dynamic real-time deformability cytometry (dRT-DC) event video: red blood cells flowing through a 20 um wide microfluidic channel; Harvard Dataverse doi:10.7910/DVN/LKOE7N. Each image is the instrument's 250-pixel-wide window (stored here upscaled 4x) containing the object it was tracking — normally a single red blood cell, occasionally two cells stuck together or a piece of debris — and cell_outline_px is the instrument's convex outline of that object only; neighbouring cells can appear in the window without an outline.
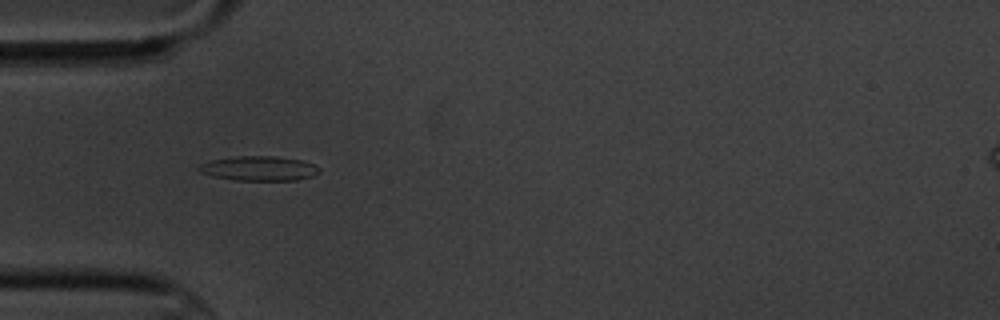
{"species": "common noctule bat (a hibernating species)", "species_latin": "Nyctalus noctula", "temperature_condition": "cold", "stored_images_in_passage": 3, "camera_frame_rate_fps": 3000, "um_per_image_px": 0.085, "animal": {"sex": "male", "body_mass_g": 20.1, "forearm_length_mm": 53.5}, "frame": {"image": 1, "passage_image": 2, "time_ms": 1.0, "image_size_px": [1000, 320], "cell_outline_px": [[320, 172], [312, 176], [296, 180], [232, 180], [200, 172], [196, 168], [200, 164], [212, 160], [236, 156], [276, 156], [300, 160], [312, 164], [320, 168]], "centroid_in_image_um": [22.01, 14.31], "position_along_channel_um": 63.0, "area_um2": 17.11}}
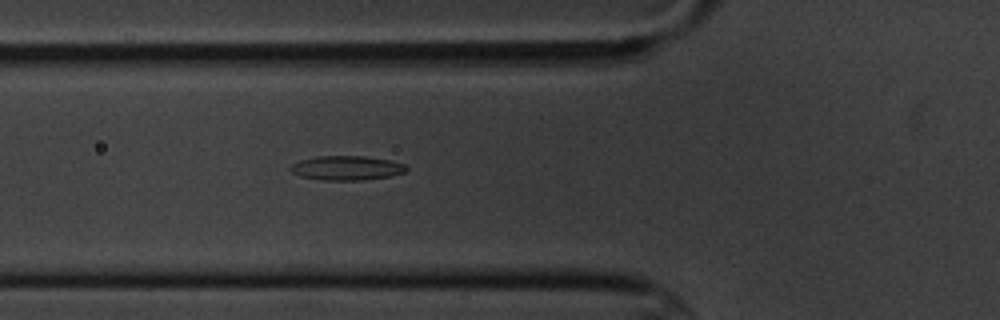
{"frame": {"image": 2, "passage_image": 3, "time_ms": 2.0, "image_size_px": [1000, 320], "cell_outline_px": [[408, 168], [404, 172], [392, 176], [364, 180], [324, 180], [300, 176], [292, 172], [288, 168], [292, 164], [300, 160], [316, 156], [364, 156], [388, 160], [404, 164]], "centroid_in_image_um": [29.45, 14.28], "position_along_channel_um": 96.4, "area_um2": 16.42}}